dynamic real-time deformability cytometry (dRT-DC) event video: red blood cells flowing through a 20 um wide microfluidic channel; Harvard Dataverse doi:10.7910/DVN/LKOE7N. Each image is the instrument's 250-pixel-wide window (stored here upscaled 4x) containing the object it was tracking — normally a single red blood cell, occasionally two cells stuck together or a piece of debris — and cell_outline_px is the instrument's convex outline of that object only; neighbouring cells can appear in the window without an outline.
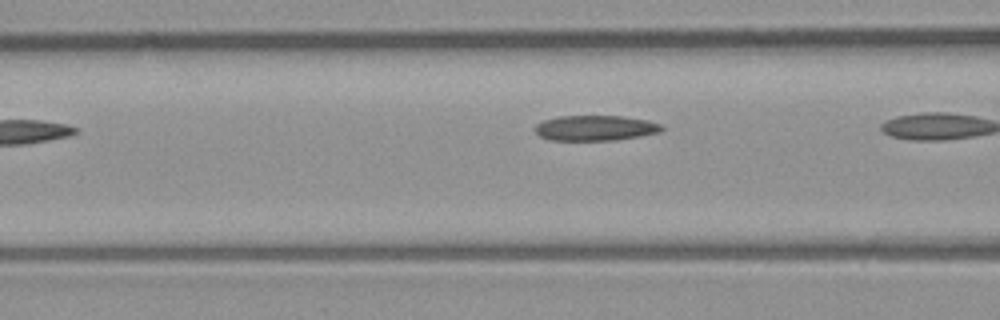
{"species": "common noctule bat (a hibernating species)", "species_latin": "Nyctalus noctula", "temperature_condition": "room temperature", "stored_images_in_passage": 6, "camera_frame_rate_fps": 3000, "um_per_image_px": 0.085, "animal": {"sex": "male", "body_mass_g": 23.1, "forearm_length_mm": 52.7}, "frame": {"image": 1, "passage_image": 4, "time_ms": 1.0, "image_size_px": [1000, 320], "cell_outline_px": [[664, 128], [660, 132], [640, 136], [616, 140], [552, 140], [540, 136], [536, 132], [536, 124], [544, 120], [560, 116], [624, 116], [648, 120], [660, 124]], "centroid_in_image_um": [50.63, 10.88], "position_along_channel_um": 116.0, "area_um2": 18.61}}